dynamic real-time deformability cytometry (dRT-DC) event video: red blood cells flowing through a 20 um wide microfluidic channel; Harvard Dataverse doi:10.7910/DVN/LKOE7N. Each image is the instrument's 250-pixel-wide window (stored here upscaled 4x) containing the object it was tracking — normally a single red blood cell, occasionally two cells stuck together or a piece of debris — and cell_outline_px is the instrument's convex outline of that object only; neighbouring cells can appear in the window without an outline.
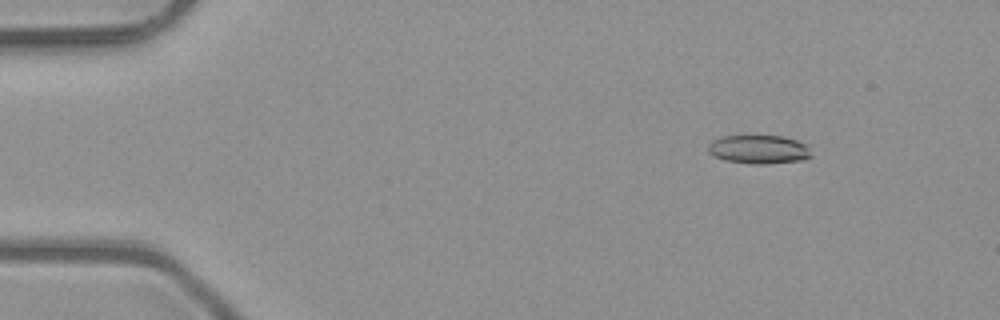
{"species": "common noctule bat (a hibernating species)", "species_latin": "Nyctalus noctula", "temperature_condition": "room temperature", "stored_images_in_passage": 8, "camera_frame_rate_fps": 3000, "um_per_image_px": 0.085, "animal": {"sex": "male", "body_mass_g": 23.1, "forearm_length_mm": 52.7}, "frame": {"image": 1, "passage_image": 2, "time_ms": 0.333, "image_size_px": [1000, 320], "cell_outline_px": [[812, 156], [800, 160], [764, 164], [752, 164], [724, 160], [712, 156], [708, 152], [708, 144], [712, 140], [724, 136], [784, 136], [808, 144]], "centroid_in_image_um": [64.49, 12.7], "position_along_channel_um": 20.5, "area_um2": 17.34}}
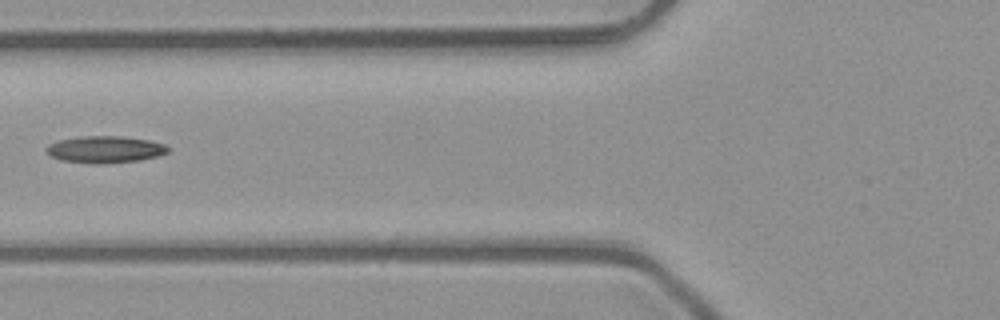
{"frame": {"image": 2, "passage_image": 6, "time_ms": 1.667, "image_size_px": [1000, 320], "cell_outline_px": [[168, 152], [160, 156], [140, 160], [104, 164], [88, 164], [60, 160], [44, 152], [44, 148], [48, 144], [60, 140], [80, 136], [120, 136], [148, 140], [164, 144], [168, 148]], "centroid_in_image_um": [8.89, 12.71], "position_along_channel_um": 116.9, "area_um2": 19.31}}
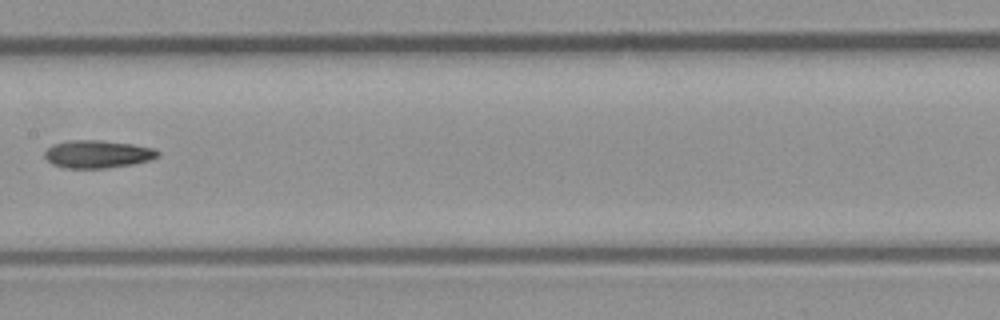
{"frame": {"image": 3, "passage_image": 8, "time_ms": 2.333, "image_size_px": [1000, 320], "cell_outline_px": [[160, 156], [152, 160], [132, 164], [108, 168], [64, 168], [52, 164], [44, 156], [44, 152], [52, 144], [68, 140], [100, 140], [132, 144], [156, 148], [160, 152]], "centroid_in_image_um": [8.32, 13.1], "position_along_channel_um": 199.1, "area_um2": 18.55}}